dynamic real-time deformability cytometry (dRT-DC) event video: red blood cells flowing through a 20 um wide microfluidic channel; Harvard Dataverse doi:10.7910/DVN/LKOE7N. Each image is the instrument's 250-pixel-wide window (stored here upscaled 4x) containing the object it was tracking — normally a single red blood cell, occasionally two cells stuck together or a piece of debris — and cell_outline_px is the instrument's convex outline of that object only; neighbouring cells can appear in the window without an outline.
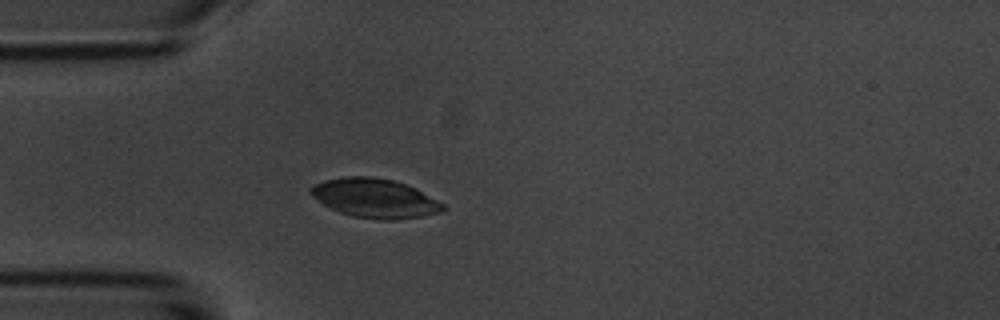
{"species": "common noctule bat (a hibernating species)", "species_latin": "Nyctalus noctula", "temperature_condition": "room temperature", "stored_images_in_passage": 4, "camera_frame_rate_fps": 3000, "um_per_image_px": 0.085, "animal": {"sex": "male", "body_mass_g": 20.1, "forearm_length_mm": 53.5}, "frame": {"image": 1, "passage_image": 4, "time_ms": 4.333, "image_size_px": [1000, 320], "cell_outline_px": [[448, 208], [440, 212], [424, 216], [392, 220], [380, 220], [352, 216], [340, 212], [324, 204], [312, 196], [308, 192], [308, 188], [324, 180], [344, 176], [372, 176], [392, 180], [416, 188], [444, 204]], "centroid_in_image_um": [31.87, 16.85], "position_along_channel_um": 53.1, "area_um2": 30.17}}